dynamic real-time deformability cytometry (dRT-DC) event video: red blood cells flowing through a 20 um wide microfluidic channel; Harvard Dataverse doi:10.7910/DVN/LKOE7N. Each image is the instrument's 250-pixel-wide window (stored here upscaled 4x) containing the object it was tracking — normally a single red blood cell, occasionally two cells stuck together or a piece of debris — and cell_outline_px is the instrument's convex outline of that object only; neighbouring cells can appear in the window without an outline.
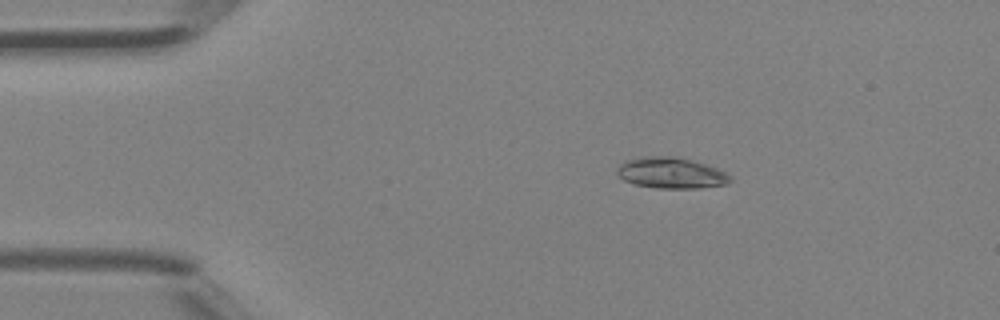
{"species": "Egyptian fruit bat (a non-hibernating species)", "species_latin": "Rousettus aegyptiacus", "temperature_condition": "room temperature", "stored_images_in_passage": 5, "camera_frame_rate_fps": 3000, "um_per_image_px": 0.085, "animal": {"sex": "female"}, "frame": {"image": 1, "passage_image": 3, "time_ms": 0.667, "image_size_px": [1000, 320], "cell_outline_px": [[732, 180], [724, 184], [700, 188], [656, 188], [636, 184], [624, 180], [616, 172], [616, 168], [624, 160], [640, 156], [676, 156], [692, 160], [728, 172], [732, 176]], "centroid_in_image_um": [57.03, 14.68], "position_along_channel_um": 28.0, "area_um2": 20.58}}
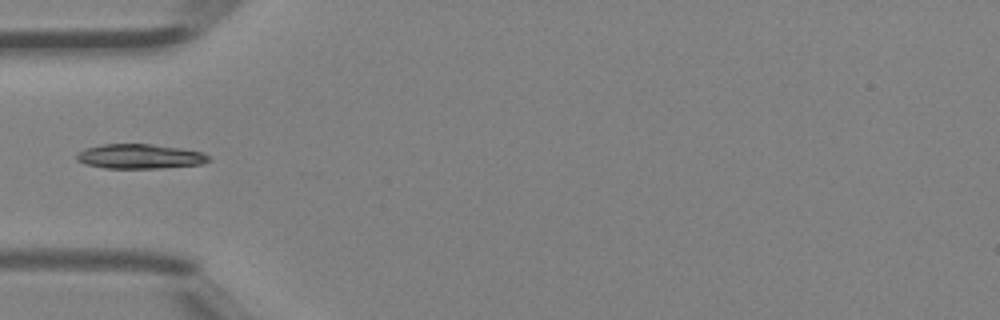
{"frame": {"image": 2, "passage_image": 5, "time_ms": 1.333, "image_size_px": [1000, 320], "cell_outline_px": [[212, 160], [200, 164], [160, 168], [104, 168], [88, 164], [76, 160], [76, 156], [84, 148], [104, 144], [152, 144], [180, 148], [204, 152]], "centroid_in_image_um": [11.9, 13.29], "position_along_channel_um": 73.1, "area_um2": 18.84}}